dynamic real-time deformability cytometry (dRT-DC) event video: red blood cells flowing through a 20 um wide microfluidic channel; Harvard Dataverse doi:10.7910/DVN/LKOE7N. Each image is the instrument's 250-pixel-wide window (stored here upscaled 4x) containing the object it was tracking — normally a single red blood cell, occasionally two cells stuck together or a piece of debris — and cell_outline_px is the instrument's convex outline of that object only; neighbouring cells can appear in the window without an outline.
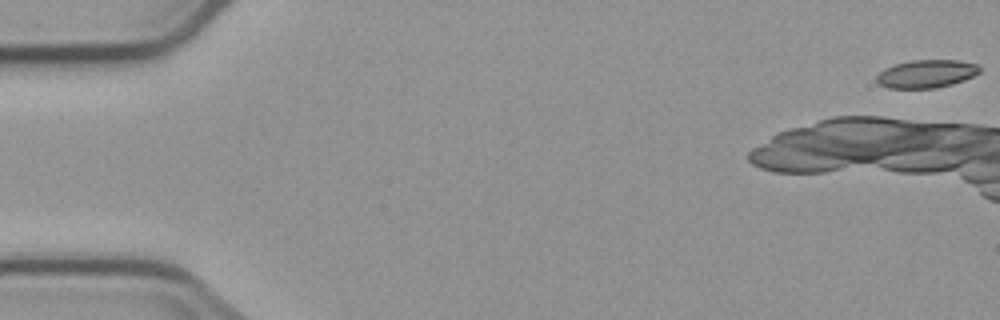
{"species": "common noctule bat (a hibernating species)", "species_latin": "Nyctalus noctula", "temperature_condition": "cold", "stored_images_in_passage": 3, "camera_frame_rate_fps": 3000, "um_per_image_px": 0.085, "animal": {"sex": "male", "body_mass_g": 23.1, "forearm_length_mm": 52.7}, "frame": {"image": 1, "passage_image": 1, "time_ms": 0.0, "image_size_px": [1000, 320], "cell_outline_px": [[980, 72], [964, 80], [952, 84], [936, 88], [888, 88], [880, 84], [876, 80], [876, 76], [884, 68], [896, 64], [912, 60], [960, 60], [976, 64], [980, 68]], "centroid_in_image_um": [78.74, 6.27], "position_along_channel_um": 6.3, "area_um2": 16.76}}